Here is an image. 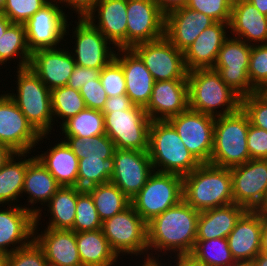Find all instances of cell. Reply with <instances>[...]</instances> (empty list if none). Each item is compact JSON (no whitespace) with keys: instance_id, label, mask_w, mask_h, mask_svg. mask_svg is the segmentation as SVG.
<instances>
[{"instance_id":"cell-1","label":"cell","mask_w":267,"mask_h":266,"mask_svg":"<svg viewBox=\"0 0 267 266\" xmlns=\"http://www.w3.org/2000/svg\"><path fill=\"white\" fill-rule=\"evenodd\" d=\"M199 213L181 200L148 222V259L162 260L168 253V257L191 254L196 244Z\"/></svg>"},{"instance_id":"cell-2","label":"cell","mask_w":267,"mask_h":266,"mask_svg":"<svg viewBox=\"0 0 267 266\" xmlns=\"http://www.w3.org/2000/svg\"><path fill=\"white\" fill-rule=\"evenodd\" d=\"M183 200L199 212L234 203L230 168L201 164L183 177Z\"/></svg>"},{"instance_id":"cell-3","label":"cell","mask_w":267,"mask_h":266,"mask_svg":"<svg viewBox=\"0 0 267 266\" xmlns=\"http://www.w3.org/2000/svg\"><path fill=\"white\" fill-rule=\"evenodd\" d=\"M187 83L190 110L216 118L241 108V97L213 69L189 71Z\"/></svg>"},{"instance_id":"cell-4","label":"cell","mask_w":267,"mask_h":266,"mask_svg":"<svg viewBox=\"0 0 267 266\" xmlns=\"http://www.w3.org/2000/svg\"><path fill=\"white\" fill-rule=\"evenodd\" d=\"M148 153L154 171L158 172L184 177L201 165L167 120L151 122Z\"/></svg>"},{"instance_id":"cell-5","label":"cell","mask_w":267,"mask_h":266,"mask_svg":"<svg viewBox=\"0 0 267 266\" xmlns=\"http://www.w3.org/2000/svg\"><path fill=\"white\" fill-rule=\"evenodd\" d=\"M16 73V77H14L17 80H14L16 92L14 89L5 92L40 135L52 134V130L55 131V129H53L51 90L30 67L16 69Z\"/></svg>"},{"instance_id":"cell-6","label":"cell","mask_w":267,"mask_h":266,"mask_svg":"<svg viewBox=\"0 0 267 266\" xmlns=\"http://www.w3.org/2000/svg\"><path fill=\"white\" fill-rule=\"evenodd\" d=\"M249 125V117L242 108L235 113L216 117L210 164L232 168L248 162Z\"/></svg>"},{"instance_id":"cell-7","label":"cell","mask_w":267,"mask_h":266,"mask_svg":"<svg viewBox=\"0 0 267 266\" xmlns=\"http://www.w3.org/2000/svg\"><path fill=\"white\" fill-rule=\"evenodd\" d=\"M101 230L111 249L122 261L124 255H130L132 260L133 256L148 259L147 223L132 205L103 221Z\"/></svg>"},{"instance_id":"cell-8","label":"cell","mask_w":267,"mask_h":266,"mask_svg":"<svg viewBox=\"0 0 267 266\" xmlns=\"http://www.w3.org/2000/svg\"><path fill=\"white\" fill-rule=\"evenodd\" d=\"M183 200V177L154 171L131 205L146 222Z\"/></svg>"},{"instance_id":"cell-9","label":"cell","mask_w":267,"mask_h":266,"mask_svg":"<svg viewBox=\"0 0 267 266\" xmlns=\"http://www.w3.org/2000/svg\"><path fill=\"white\" fill-rule=\"evenodd\" d=\"M103 115L105 134L116 149L148 152L152 120L143 107L132 105L127 110H113Z\"/></svg>"},{"instance_id":"cell-10","label":"cell","mask_w":267,"mask_h":266,"mask_svg":"<svg viewBox=\"0 0 267 266\" xmlns=\"http://www.w3.org/2000/svg\"><path fill=\"white\" fill-rule=\"evenodd\" d=\"M68 17L57 0H50L30 17L24 23L30 52L40 49H56L62 45L67 47L65 36L70 35L69 25H73L71 24L73 21L68 22ZM63 41L65 45L62 44Z\"/></svg>"},{"instance_id":"cell-11","label":"cell","mask_w":267,"mask_h":266,"mask_svg":"<svg viewBox=\"0 0 267 266\" xmlns=\"http://www.w3.org/2000/svg\"><path fill=\"white\" fill-rule=\"evenodd\" d=\"M77 20L70 32L73 59L78 66L102 70L114 59L117 48L88 19Z\"/></svg>"},{"instance_id":"cell-12","label":"cell","mask_w":267,"mask_h":266,"mask_svg":"<svg viewBox=\"0 0 267 266\" xmlns=\"http://www.w3.org/2000/svg\"><path fill=\"white\" fill-rule=\"evenodd\" d=\"M252 45L230 35L223 43L213 67L234 92L241 98L257 92L248 76Z\"/></svg>"},{"instance_id":"cell-13","label":"cell","mask_w":267,"mask_h":266,"mask_svg":"<svg viewBox=\"0 0 267 266\" xmlns=\"http://www.w3.org/2000/svg\"><path fill=\"white\" fill-rule=\"evenodd\" d=\"M48 137L51 134L40 135L5 90L0 91V143L15 153H32L41 141L50 140Z\"/></svg>"},{"instance_id":"cell-14","label":"cell","mask_w":267,"mask_h":266,"mask_svg":"<svg viewBox=\"0 0 267 266\" xmlns=\"http://www.w3.org/2000/svg\"><path fill=\"white\" fill-rule=\"evenodd\" d=\"M230 172L234 203L260 210L267 202V159H250Z\"/></svg>"},{"instance_id":"cell-15","label":"cell","mask_w":267,"mask_h":266,"mask_svg":"<svg viewBox=\"0 0 267 266\" xmlns=\"http://www.w3.org/2000/svg\"><path fill=\"white\" fill-rule=\"evenodd\" d=\"M189 152L201 163H210L215 117L188 109L167 120Z\"/></svg>"},{"instance_id":"cell-16","label":"cell","mask_w":267,"mask_h":266,"mask_svg":"<svg viewBox=\"0 0 267 266\" xmlns=\"http://www.w3.org/2000/svg\"><path fill=\"white\" fill-rule=\"evenodd\" d=\"M132 49L143 60L155 81L187 79L184 52L178 50L165 36L135 45Z\"/></svg>"},{"instance_id":"cell-17","label":"cell","mask_w":267,"mask_h":266,"mask_svg":"<svg viewBox=\"0 0 267 266\" xmlns=\"http://www.w3.org/2000/svg\"><path fill=\"white\" fill-rule=\"evenodd\" d=\"M165 36V14L154 0H127V48Z\"/></svg>"},{"instance_id":"cell-18","label":"cell","mask_w":267,"mask_h":266,"mask_svg":"<svg viewBox=\"0 0 267 266\" xmlns=\"http://www.w3.org/2000/svg\"><path fill=\"white\" fill-rule=\"evenodd\" d=\"M113 158L115 166L110 181L131 200L154 172L149 153L115 149Z\"/></svg>"},{"instance_id":"cell-19","label":"cell","mask_w":267,"mask_h":266,"mask_svg":"<svg viewBox=\"0 0 267 266\" xmlns=\"http://www.w3.org/2000/svg\"><path fill=\"white\" fill-rule=\"evenodd\" d=\"M152 121H164L189 109L187 79L155 81L144 108Z\"/></svg>"},{"instance_id":"cell-20","label":"cell","mask_w":267,"mask_h":266,"mask_svg":"<svg viewBox=\"0 0 267 266\" xmlns=\"http://www.w3.org/2000/svg\"><path fill=\"white\" fill-rule=\"evenodd\" d=\"M35 222L36 216L22 204L0 205V251L8 255L29 244L34 239Z\"/></svg>"},{"instance_id":"cell-21","label":"cell","mask_w":267,"mask_h":266,"mask_svg":"<svg viewBox=\"0 0 267 266\" xmlns=\"http://www.w3.org/2000/svg\"><path fill=\"white\" fill-rule=\"evenodd\" d=\"M76 66L69 47L40 49L31 54L29 67L50 90L67 85Z\"/></svg>"},{"instance_id":"cell-22","label":"cell","mask_w":267,"mask_h":266,"mask_svg":"<svg viewBox=\"0 0 267 266\" xmlns=\"http://www.w3.org/2000/svg\"><path fill=\"white\" fill-rule=\"evenodd\" d=\"M35 222L34 240L41 247L48 264L54 266H82L73 230L45 228ZM39 229V230H38ZM40 233H39V232Z\"/></svg>"},{"instance_id":"cell-23","label":"cell","mask_w":267,"mask_h":266,"mask_svg":"<svg viewBox=\"0 0 267 266\" xmlns=\"http://www.w3.org/2000/svg\"><path fill=\"white\" fill-rule=\"evenodd\" d=\"M85 18L117 49H127V0H98Z\"/></svg>"},{"instance_id":"cell-24","label":"cell","mask_w":267,"mask_h":266,"mask_svg":"<svg viewBox=\"0 0 267 266\" xmlns=\"http://www.w3.org/2000/svg\"><path fill=\"white\" fill-rule=\"evenodd\" d=\"M114 59L122 66L126 95L133 105L145 108L155 84L152 74L132 48L117 49Z\"/></svg>"},{"instance_id":"cell-25","label":"cell","mask_w":267,"mask_h":266,"mask_svg":"<svg viewBox=\"0 0 267 266\" xmlns=\"http://www.w3.org/2000/svg\"><path fill=\"white\" fill-rule=\"evenodd\" d=\"M263 213L247 210L227 236L229 249L236 262H252L260 253Z\"/></svg>"},{"instance_id":"cell-26","label":"cell","mask_w":267,"mask_h":266,"mask_svg":"<svg viewBox=\"0 0 267 266\" xmlns=\"http://www.w3.org/2000/svg\"><path fill=\"white\" fill-rule=\"evenodd\" d=\"M215 21L209 16L186 6L165 15V37L184 52Z\"/></svg>"},{"instance_id":"cell-27","label":"cell","mask_w":267,"mask_h":266,"mask_svg":"<svg viewBox=\"0 0 267 266\" xmlns=\"http://www.w3.org/2000/svg\"><path fill=\"white\" fill-rule=\"evenodd\" d=\"M228 29V23L215 22L198 35L184 51V62L188 72L195 69H213L219 50L230 36Z\"/></svg>"},{"instance_id":"cell-28","label":"cell","mask_w":267,"mask_h":266,"mask_svg":"<svg viewBox=\"0 0 267 266\" xmlns=\"http://www.w3.org/2000/svg\"><path fill=\"white\" fill-rule=\"evenodd\" d=\"M61 186L51 173L35 157L28 165L25 173L22 197L27 196V204L22 205L36 216V222L41 220L43 206L49 203L51 197ZM26 193V194H25ZM24 194V195H23ZM37 203V207L36 204ZM38 203L42 206H38ZM28 206V207H27ZM31 206V207H30Z\"/></svg>"},{"instance_id":"cell-29","label":"cell","mask_w":267,"mask_h":266,"mask_svg":"<svg viewBox=\"0 0 267 266\" xmlns=\"http://www.w3.org/2000/svg\"><path fill=\"white\" fill-rule=\"evenodd\" d=\"M229 29L247 44H267V16L246 0H233Z\"/></svg>"},{"instance_id":"cell-30","label":"cell","mask_w":267,"mask_h":266,"mask_svg":"<svg viewBox=\"0 0 267 266\" xmlns=\"http://www.w3.org/2000/svg\"><path fill=\"white\" fill-rule=\"evenodd\" d=\"M59 141L35 157L60 186L78 187L79 159L62 138Z\"/></svg>"},{"instance_id":"cell-31","label":"cell","mask_w":267,"mask_h":266,"mask_svg":"<svg viewBox=\"0 0 267 266\" xmlns=\"http://www.w3.org/2000/svg\"><path fill=\"white\" fill-rule=\"evenodd\" d=\"M246 211L245 207L232 203L200 212L196 240L227 238Z\"/></svg>"},{"instance_id":"cell-32","label":"cell","mask_w":267,"mask_h":266,"mask_svg":"<svg viewBox=\"0 0 267 266\" xmlns=\"http://www.w3.org/2000/svg\"><path fill=\"white\" fill-rule=\"evenodd\" d=\"M29 154L31 155L29 152L14 153L0 169V205H20L17 203H20L19 198H22L27 165L36 155L31 157Z\"/></svg>"},{"instance_id":"cell-33","label":"cell","mask_w":267,"mask_h":266,"mask_svg":"<svg viewBox=\"0 0 267 266\" xmlns=\"http://www.w3.org/2000/svg\"><path fill=\"white\" fill-rule=\"evenodd\" d=\"M76 243L82 266H118L122 260L111 249L101 229L76 232Z\"/></svg>"},{"instance_id":"cell-34","label":"cell","mask_w":267,"mask_h":266,"mask_svg":"<svg viewBox=\"0 0 267 266\" xmlns=\"http://www.w3.org/2000/svg\"><path fill=\"white\" fill-rule=\"evenodd\" d=\"M31 52L27 45L24 24L11 23L0 37V69L12 61L17 62L16 69L29 67ZM16 61H15V59ZM19 58V59H18Z\"/></svg>"},{"instance_id":"cell-35","label":"cell","mask_w":267,"mask_h":266,"mask_svg":"<svg viewBox=\"0 0 267 266\" xmlns=\"http://www.w3.org/2000/svg\"><path fill=\"white\" fill-rule=\"evenodd\" d=\"M76 204L77 187L61 186L46 205L48 208L45 217L48 213L50 217L44 228L73 230Z\"/></svg>"},{"instance_id":"cell-36","label":"cell","mask_w":267,"mask_h":266,"mask_svg":"<svg viewBox=\"0 0 267 266\" xmlns=\"http://www.w3.org/2000/svg\"><path fill=\"white\" fill-rule=\"evenodd\" d=\"M86 191L91 195L102 222L131 205V200L111 181L90 187Z\"/></svg>"},{"instance_id":"cell-37","label":"cell","mask_w":267,"mask_h":266,"mask_svg":"<svg viewBox=\"0 0 267 266\" xmlns=\"http://www.w3.org/2000/svg\"><path fill=\"white\" fill-rule=\"evenodd\" d=\"M60 127L62 137H78L91 139L93 136L105 134L104 115L101 110L86 108L77 115L66 120Z\"/></svg>"},{"instance_id":"cell-38","label":"cell","mask_w":267,"mask_h":266,"mask_svg":"<svg viewBox=\"0 0 267 266\" xmlns=\"http://www.w3.org/2000/svg\"><path fill=\"white\" fill-rule=\"evenodd\" d=\"M51 103L54 126L56 123L62 125L66 120L87 108L80 92L68 85L51 90Z\"/></svg>"},{"instance_id":"cell-39","label":"cell","mask_w":267,"mask_h":266,"mask_svg":"<svg viewBox=\"0 0 267 266\" xmlns=\"http://www.w3.org/2000/svg\"><path fill=\"white\" fill-rule=\"evenodd\" d=\"M190 255L205 266H232L236 262L229 249L227 238L196 240Z\"/></svg>"},{"instance_id":"cell-40","label":"cell","mask_w":267,"mask_h":266,"mask_svg":"<svg viewBox=\"0 0 267 266\" xmlns=\"http://www.w3.org/2000/svg\"><path fill=\"white\" fill-rule=\"evenodd\" d=\"M114 158L79 159L78 188L87 190L90 187L109 182L114 172Z\"/></svg>"},{"instance_id":"cell-41","label":"cell","mask_w":267,"mask_h":266,"mask_svg":"<svg viewBox=\"0 0 267 266\" xmlns=\"http://www.w3.org/2000/svg\"><path fill=\"white\" fill-rule=\"evenodd\" d=\"M62 140L66 142L78 159L99 158L105 160L113 157L116 149L113 141L106 134L93 136L91 139L73 136L64 137Z\"/></svg>"},{"instance_id":"cell-42","label":"cell","mask_w":267,"mask_h":266,"mask_svg":"<svg viewBox=\"0 0 267 266\" xmlns=\"http://www.w3.org/2000/svg\"><path fill=\"white\" fill-rule=\"evenodd\" d=\"M76 216L73 224L74 232L95 231L101 229L102 221L94 205L91 195L77 187Z\"/></svg>"},{"instance_id":"cell-43","label":"cell","mask_w":267,"mask_h":266,"mask_svg":"<svg viewBox=\"0 0 267 266\" xmlns=\"http://www.w3.org/2000/svg\"><path fill=\"white\" fill-rule=\"evenodd\" d=\"M233 0H187L186 7L202 12L215 22L230 23Z\"/></svg>"},{"instance_id":"cell-44","label":"cell","mask_w":267,"mask_h":266,"mask_svg":"<svg viewBox=\"0 0 267 266\" xmlns=\"http://www.w3.org/2000/svg\"><path fill=\"white\" fill-rule=\"evenodd\" d=\"M248 76L257 92L267 84V44L252 45Z\"/></svg>"},{"instance_id":"cell-45","label":"cell","mask_w":267,"mask_h":266,"mask_svg":"<svg viewBox=\"0 0 267 266\" xmlns=\"http://www.w3.org/2000/svg\"><path fill=\"white\" fill-rule=\"evenodd\" d=\"M50 0H6L1 11L12 23L24 24Z\"/></svg>"},{"instance_id":"cell-46","label":"cell","mask_w":267,"mask_h":266,"mask_svg":"<svg viewBox=\"0 0 267 266\" xmlns=\"http://www.w3.org/2000/svg\"><path fill=\"white\" fill-rule=\"evenodd\" d=\"M43 250L33 239L29 244L6 256L5 266H46Z\"/></svg>"},{"instance_id":"cell-47","label":"cell","mask_w":267,"mask_h":266,"mask_svg":"<svg viewBox=\"0 0 267 266\" xmlns=\"http://www.w3.org/2000/svg\"><path fill=\"white\" fill-rule=\"evenodd\" d=\"M99 78L108 97L126 94L122 66L115 59L100 71Z\"/></svg>"},{"instance_id":"cell-48","label":"cell","mask_w":267,"mask_h":266,"mask_svg":"<svg viewBox=\"0 0 267 266\" xmlns=\"http://www.w3.org/2000/svg\"><path fill=\"white\" fill-rule=\"evenodd\" d=\"M241 108L248 115L250 124L267 131V100L258 92L241 98Z\"/></svg>"},{"instance_id":"cell-49","label":"cell","mask_w":267,"mask_h":266,"mask_svg":"<svg viewBox=\"0 0 267 266\" xmlns=\"http://www.w3.org/2000/svg\"><path fill=\"white\" fill-rule=\"evenodd\" d=\"M79 92L89 109L102 110L108 97L99 77L83 85Z\"/></svg>"},{"instance_id":"cell-50","label":"cell","mask_w":267,"mask_h":266,"mask_svg":"<svg viewBox=\"0 0 267 266\" xmlns=\"http://www.w3.org/2000/svg\"><path fill=\"white\" fill-rule=\"evenodd\" d=\"M248 150L250 159H267V131L253 125H249Z\"/></svg>"},{"instance_id":"cell-51","label":"cell","mask_w":267,"mask_h":266,"mask_svg":"<svg viewBox=\"0 0 267 266\" xmlns=\"http://www.w3.org/2000/svg\"><path fill=\"white\" fill-rule=\"evenodd\" d=\"M99 69L86 68L76 65L67 85L75 90H80V88L91 80L97 79L100 75Z\"/></svg>"},{"instance_id":"cell-52","label":"cell","mask_w":267,"mask_h":266,"mask_svg":"<svg viewBox=\"0 0 267 266\" xmlns=\"http://www.w3.org/2000/svg\"><path fill=\"white\" fill-rule=\"evenodd\" d=\"M98 0H57V2L67 10L69 8L76 13L78 18H85L94 8ZM64 6V7H63Z\"/></svg>"},{"instance_id":"cell-53","label":"cell","mask_w":267,"mask_h":266,"mask_svg":"<svg viewBox=\"0 0 267 266\" xmlns=\"http://www.w3.org/2000/svg\"><path fill=\"white\" fill-rule=\"evenodd\" d=\"M130 98L126 94L107 97L102 113L112 112L113 110H127L132 106Z\"/></svg>"},{"instance_id":"cell-54","label":"cell","mask_w":267,"mask_h":266,"mask_svg":"<svg viewBox=\"0 0 267 266\" xmlns=\"http://www.w3.org/2000/svg\"><path fill=\"white\" fill-rule=\"evenodd\" d=\"M160 10L166 15L169 12L186 6L187 0H154Z\"/></svg>"},{"instance_id":"cell-55","label":"cell","mask_w":267,"mask_h":266,"mask_svg":"<svg viewBox=\"0 0 267 266\" xmlns=\"http://www.w3.org/2000/svg\"><path fill=\"white\" fill-rule=\"evenodd\" d=\"M170 258L172 260H170V262L169 261L167 262V263H169L170 266H205L201 262L197 261L190 254L189 255H179V256H174V257H170ZM172 263H174V264L172 265Z\"/></svg>"},{"instance_id":"cell-56","label":"cell","mask_w":267,"mask_h":266,"mask_svg":"<svg viewBox=\"0 0 267 266\" xmlns=\"http://www.w3.org/2000/svg\"><path fill=\"white\" fill-rule=\"evenodd\" d=\"M15 152L5 144L0 143V169L11 158Z\"/></svg>"},{"instance_id":"cell-57","label":"cell","mask_w":267,"mask_h":266,"mask_svg":"<svg viewBox=\"0 0 267 266\" xmlns=\"http://www.w3.org/2000/svg\"><path fill=\"white\" fill-rule=\"evenodd\" d=\"M260 253L267 254V217L263 215Z\"/></svg>"},{"instance_id":"cell-58","label":"cell","mask_w":267,"mask_h":266,"mask_svg":"<svg viewBox=\"0 0 267 266\" xmlns=\"http://www.w3.org/2000/svg\"><path fill=\"white\" fill-rule=\"evenodd\" d=\"M249 3H252L261 14L267 16V0H246Z\"/></svg>"},{"instance_id":"cell-59","label":"cell","mask_w":267,"mask_h":266,"mask_svg":"<svg viewBox=\"0 0 267 266\" xmlns=\"http://www.w3.org/2000/svg\"><path fill=\"white\" fill-rule=\"evenodd\" d=\"M165 257H164V261L163 262H165V263H163L161 260H155V259H143L142 261H140V262H142L141 264H139L138 266H167V263H166V261H165ZM137 266V265H136ZM168 266H170L169 264H168Z\"/></svg>"},{"instance_id":"cell-60","label":"cell","mask_w":267,"mask_h":266,"mask_svg":"<svg viewBox=\"0 0 267 266\" xmlns=\"http://www.w3.org/2000/svg\"><path fill=\"white\" fill-rule=\"evenodd\" d=\"M12 22L3 14L0 12V37L3 36L5 33L7 27L11 24Z\"/></svg>"},{"instance_id":"cell-61","label":"cell","mask_w":267,"mask_h":266,"mask_svg":"<svg viewBox=\"0 0 267 266\" xmlns=\"http://www.w3.org/2000/svg\"><path fill=\"white\" fill-rule=\"evenodd\" d=\"M253 266H267V254L259 253L253 260Z\"/></svg>"},{"instance_id":"cell-62","label":"cell","mask_w":267,"mask_h":266,"mask_svg":"<svg viewBox=\"0 0 267 266\" xmlns=\"http://www.w3.org/2000/svg\"><path fill=\"white\" fill-rule=\"evenodd\" d=\"M258 93L267 100V84L264 85L259 91Z\"/></svg>"},{"instance_id":"cell-63","label":"cell","mask_w":267,"mask_h":266,"mask_svg":"<svg viewBox=\"0 0 267 266\" xmlns=\"http://www.w3.org/2000/svg\"><path fill=\"white\" fill-rule=\"evenodd\" d=\"M6 254L0 251V266H5L6 264Z\"/></svg>"},{"instance_id":"cell-64","label":"cell","mask_w":267,"mask_h":266,"mask_svg":"<svg viewBox=\"0 0 267 266\" xmlns=\"http://www.w3.org/2000/svg\"><path fill=\"white\" fill-rule=\"evenodd\" d=\"M232 266H253L252 262H235Z\"/></svg>"},{"instance_id":"cell-65","label":"cell","mask_w":267,"mask_h":266,"mask_svg":"<svg viewBox=\"0 0 267 266\" xmlns=\"http://www.w3.org/2000/svg\"><path fill=\"white\" fill-rule=\"evenodd\" d=\"M265 217H267V202L266 204L260 209Z\"/></svg>"},{"instance_id":"cell-66","label":"cell","mask_w":267,"mask_h":266,"mask_svg":"<svg viewBox=\"0 0 267 266\" xmlns=\"http://www.w3.org/2000/svg\"><path fill=\"white\" fill-rule=\"evenodd\" d=\"M5 4H6V0H0V12L3 10Z\"/></svg>"}]
</instances>
